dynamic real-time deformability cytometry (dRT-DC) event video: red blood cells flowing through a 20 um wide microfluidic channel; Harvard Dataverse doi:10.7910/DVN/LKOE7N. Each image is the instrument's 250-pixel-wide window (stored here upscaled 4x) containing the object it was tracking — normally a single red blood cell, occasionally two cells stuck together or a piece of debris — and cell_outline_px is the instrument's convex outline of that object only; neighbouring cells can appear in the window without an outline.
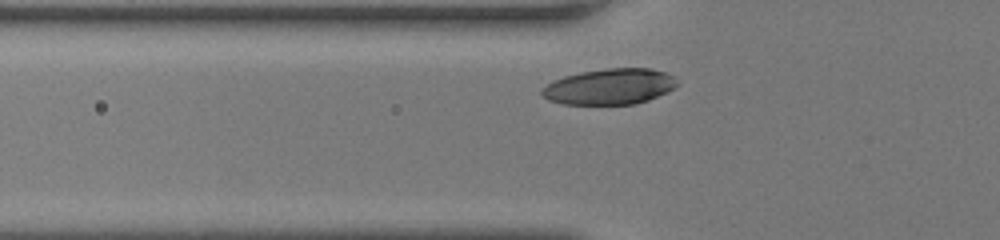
{"species": "human", "species_latin": "Homo sapiens", "temperature_condition": "room temperature", "stored_images_in_passage": 28, "camera_frame_rate_fps": 3000, "um_per_image_px": 0.085, "donor": {"sex": "female"}, "frame": {"image": 1, "passage_image": 4, "time_ms": 1.0, "image_size_px": [1000, 240], "cell_outline_px": [[680, 84], [648, 100], [636, 104], [560, 104], [548, 100], [540, 92], [540, 88], [552, 80], [564, 76], [580, 72], [608, 68], [648, 68], [664, 72], [672, 76]], "centroid_in_image_um": [51.75, 7.36], "position_along_channel_um": 74.0, "area_um2": 28.21}}
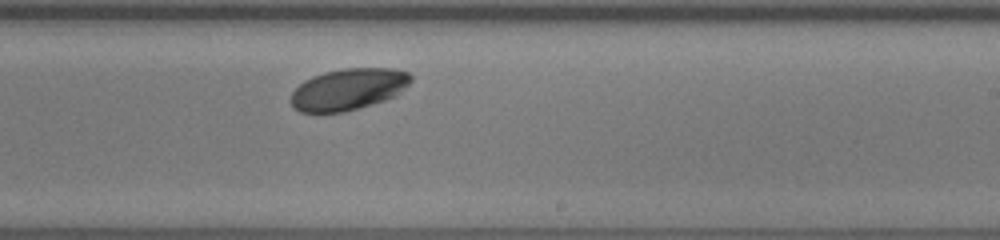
{"frame": {"image": 2, "passage_image": 18, "time_ms": 5.667, "image_size_px": [1000, 240], "cell_outline_px": [[412, 80], [396, 96], [360, 108], [344, 112], [300, 112], [292, 108], [292, 92], [304, 80], [312, 76], [324, 72], [340, 68], [396, 68], [408, 72], [412, 76]], "centroid_in_image_um": [29.62, 7.58], "position_along_channel_um": 259.4, "area_um2": 29.19}}
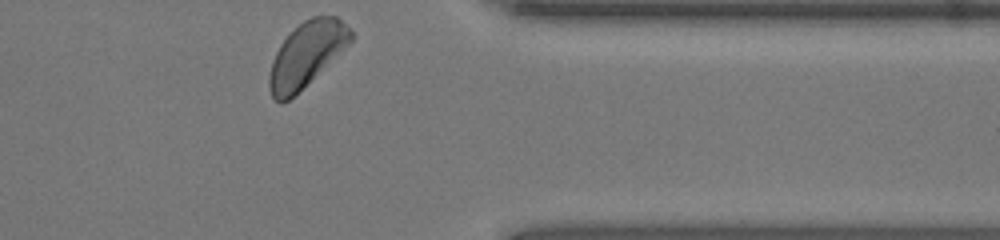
{"frame": {"image": 3, "passage_image": 28, "time_ms": 9.0, "image_size_px": [1000, 240], "cell_outline_px": [[352, 40], [348, 44], [288, 100], [280, 104], [272, 96], [268, 88], [268, 76], [272, 60], [280, 44], [304, 20], [312, 16], [336, 16], [352, 32]], "centroid_in_image_um": [26.0, 4.62], "position_along_channel_um": 385.4, "area_um2": 29.65}, "authors_computed_cell_mechanics": {"area_um2": 29.1601, "velocity_mm_per_s": 3.9901, "shape_relaxation_time_tau1_ms": 1.0325, "shape_relaxation_time_tau2_ms": null, "deformation_change_tau1": 0.0797, "deformation_change_tau2": null}}